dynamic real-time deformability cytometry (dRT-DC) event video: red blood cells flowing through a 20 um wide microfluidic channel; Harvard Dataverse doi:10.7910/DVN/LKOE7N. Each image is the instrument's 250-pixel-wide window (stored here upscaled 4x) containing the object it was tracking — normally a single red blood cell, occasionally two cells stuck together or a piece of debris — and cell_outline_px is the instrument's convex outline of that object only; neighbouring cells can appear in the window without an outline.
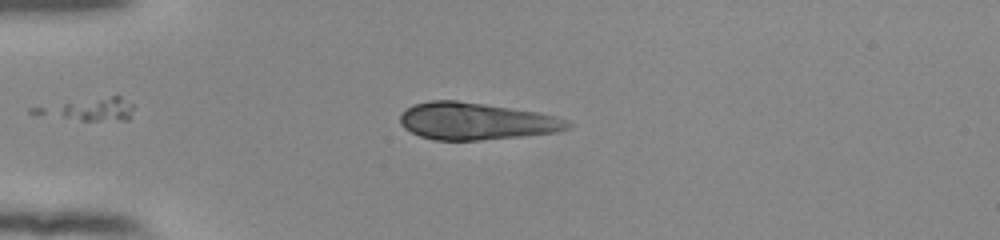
{"species": "human", "species_latin": "Homo sapiens", "temperature_condition": "room temperature", "stored_images_in_passage": 36, "camera_frame_rate_fps": 3000, "um_per_image_px": 0.085, "donor": {"sex": "female"}, "frame": {"image": 1, "passage_image": 1, "time_ms": 0.0, "image_size_px": [1000, 240], "cell_outline_px": [[572, 128], [560, 132], [520, 136], [476, 140], [436, 140], [420, 136], [404, 128], [400, 124], [400, 116], [412, 104], [432, 100], [456, 100], [484, 104], [536, 112], [556, 116], [572, 124]], "centroid_in_image_um": [40.47, 10.3], "position_along_channel_um": 44.5, "area_um2": 36.01}}
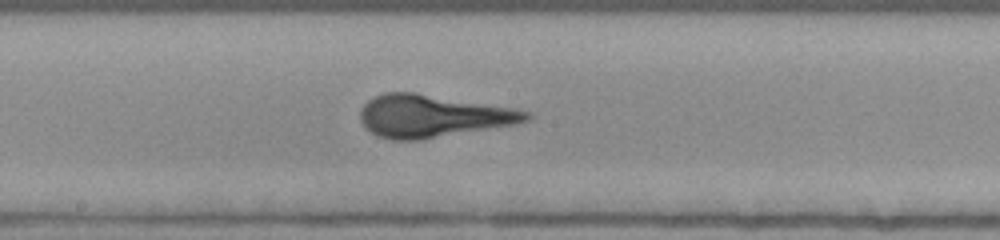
{"frame": {"image": 2, "passage_image": 16, "time_ms": 5.0, "image_size_px": [1000, 240], "cell_outline_px": [[532, 116], [528, 120], [516, 124], [420, 140], [392, 140], [376, 136], [360, 120], [360, 108], [368, 100], [384, 92], [416, 92], [516, 108], [532, 112]], "centroid_in_image_um": [36.79, 9.85], "position_along_channel_um": 211.4, "area_um2": 41.27}}
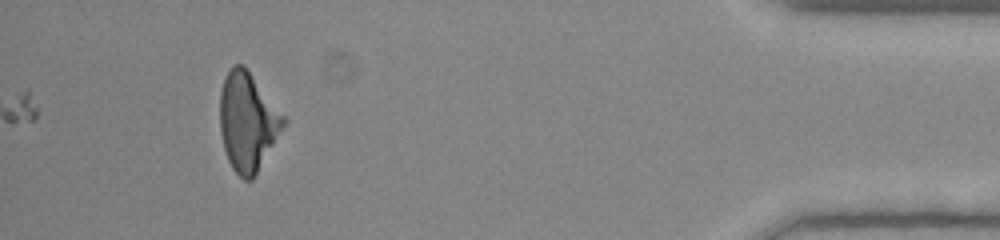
{"frame": {"image": 3, "passage_image": 36, "time_ms": 11.667, "image_size_px": [1000, 240], "cell_outline_px": [[288, 120], [252, 180], [244, 180], [232, 168], [228, 160], [224, 148], [220, 132], [220, 92], [224, 80], [232, 64], [244, 64]], "centroid_in_image_um": [21.05, 10.32], "position_along_channel_um": 414.2, "area_um2": 36.3}}